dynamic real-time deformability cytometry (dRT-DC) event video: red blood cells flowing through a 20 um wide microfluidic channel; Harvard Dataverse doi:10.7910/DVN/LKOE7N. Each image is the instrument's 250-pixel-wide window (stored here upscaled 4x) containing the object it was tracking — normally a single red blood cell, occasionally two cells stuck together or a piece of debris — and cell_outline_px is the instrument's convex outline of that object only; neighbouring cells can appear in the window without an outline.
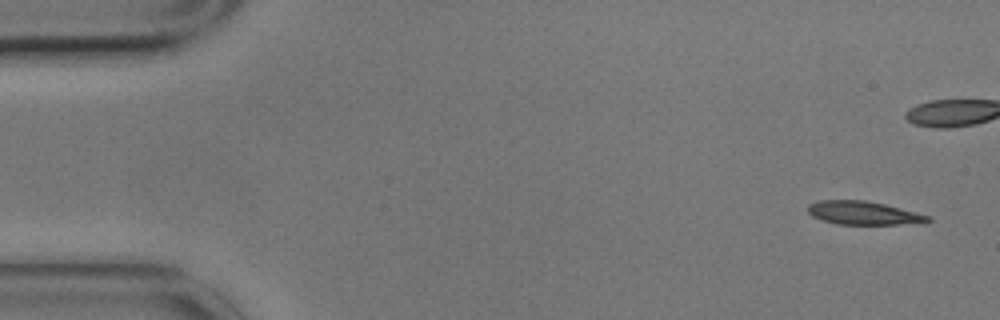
{"species": "common noctule bat (a hibernating species)", "species_latin": "Nyctalus noctula", "temperature_condition": "cold", "stored_images_in_passage": 10, "camera_frame_rate_fps": 3000, "um_per_image_px": 0.085, "animal": {"sex": "male", "body_mass_g": 17.9}, "frame": {"image": 1, "passage_image": 1, "time_ms": 0.0, "image_size_px": [1000, 320], "cell_outline_px": [[932, 220], [896, 224], [836, 224], [820, 220], [812, 216], [808, 212], [808, 204], [820, 200], [864, 200], [884, 204], [932, 216]], "centroid_in_image_um": [73.32, 18.09], "position_along_channel_um": 11.7, "area_um2": 16.18}}